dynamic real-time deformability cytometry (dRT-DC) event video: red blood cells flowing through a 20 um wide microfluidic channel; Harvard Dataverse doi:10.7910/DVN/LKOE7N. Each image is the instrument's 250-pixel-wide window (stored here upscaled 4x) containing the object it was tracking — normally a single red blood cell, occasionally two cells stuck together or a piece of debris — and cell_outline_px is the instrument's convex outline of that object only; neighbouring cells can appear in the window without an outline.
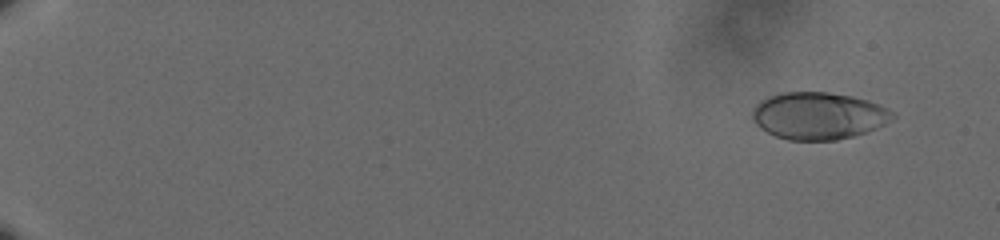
{"species": "human", "species_latin": "Homo sapiens", "temperature_condition": "cold", "stored_images_in_passage": 61, "camera_frame_rate_fps": 3000, "um_per_image_px": 0.085, "donor": {"sex": "male"}, "frame": {"image": 1, "passage_image": 5, "time_ms": 1.333, "image_size_px": [1000, 240], "cell_outline_px": [[896, 116], [884, 124], [876, 128], [852, 136], [836, 140], [788, 140], [776, 136], [760, 128], [752, 120], [752, 112], [756, 104], [768, 96], [784, 92], [828, 92], [852, 96], [868, 100], [880, 104], [896, 112]], "centroid_in_image_um": [69.58, 9.83], "position_along_channel_um": 15.4, "area_um2": 38.61}}
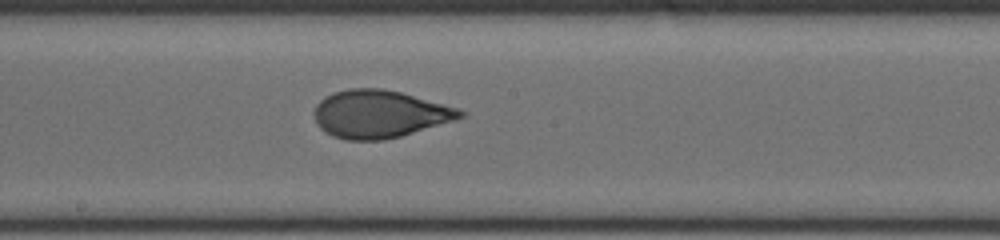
{"frame": {"image": 2, "passage_image": 37, "time_ms": 12.0, "image_size_px": [1000, 240], "cell_outline_px": [[464, 116], [452, 120], [400, 136], [384, 140], [344, 140], [332, 136], [324, 132], [320, 128], [312, 112], [316, 104], [324, 96], [348, 88], [380, 88], [400, 92], [456, 108], [464, 112]], "centroid_in_image_um": [32.16, 9.69], "position_along_channel_um": 216.0, "area_um2": 40.11}}
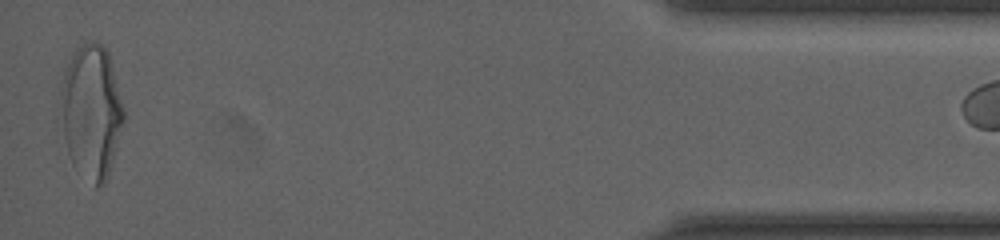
{"frame": {"image": 3, "passage_image": 60, "time_ms": 19.667, "image_size_px": [1000, 240], "cell_outline_px": [[124, 120], [108, 176], [104, 184], [96, 188], [92, 188], [72, 164], [68, 156], [56, 116], [60, 88], [64, 68], [76, 48], [84, 40], [92, 40], [100, 44], [108, 52], [124, 108]], "centroid_in_image_um": [7.68, 9.51], "position_along_channel_um": 427.5, "area_um2": 50.81}}